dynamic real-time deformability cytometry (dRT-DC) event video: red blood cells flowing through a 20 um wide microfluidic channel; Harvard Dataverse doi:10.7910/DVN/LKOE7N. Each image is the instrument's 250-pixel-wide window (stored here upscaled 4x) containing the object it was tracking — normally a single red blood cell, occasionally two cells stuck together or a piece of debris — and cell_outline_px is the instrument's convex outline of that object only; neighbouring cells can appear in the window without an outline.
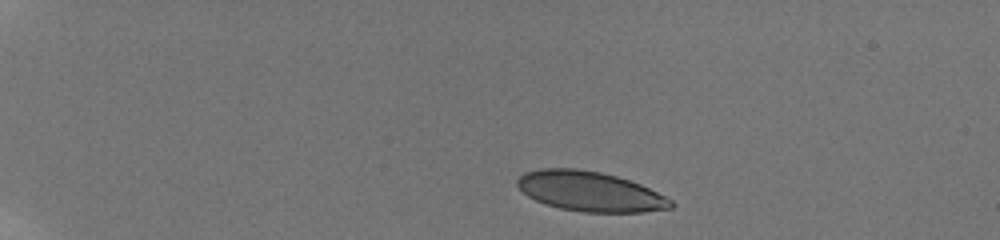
{"species": "human", "species_latin": "Homo sapiens", "temperature_condition": "room temperature", "stored_images_in_passage": 10, "camera_frame_rate_fps": 3000, "um_per_image_px": 0.085, "donor": {"sex": "male"}, "frame": {"image": 1, "passage_image": 1, "time_ms": 0.0, "image_size_px": [1000, 240], "cell_outline_px": [[676, 204], [672, 208], [644, 212], [580, 212], [560, 208], [536, 200], [528, 196], [516, 184], [516, 180], [524, 172], [540, 168], [576, 168], [600, 172], [616, 176], [640, 184], [672, 200]], "centroid_in_image_um": [50.15, 16.27], "position_along_channel_um": 34.9, "area_um2": 35.55}}